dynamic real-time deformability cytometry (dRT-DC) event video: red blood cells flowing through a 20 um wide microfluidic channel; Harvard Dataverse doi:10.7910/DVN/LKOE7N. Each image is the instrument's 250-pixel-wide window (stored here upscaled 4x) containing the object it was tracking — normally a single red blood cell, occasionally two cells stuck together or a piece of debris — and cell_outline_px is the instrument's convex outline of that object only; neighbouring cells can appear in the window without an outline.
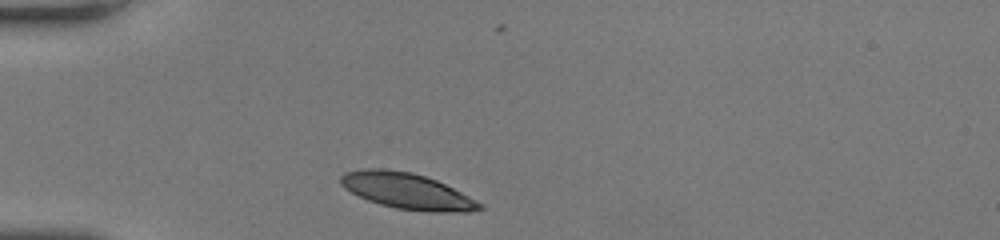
{"species": "human", "species_latin": "Homo sapiens", "temperature_condition": "room temperature", "stored_images_in_passage": 30, "camera_frame_rate_fps": 3000, "um_per_image_px": 0.085, "donor": {"sex": "female"}, "frame": {"image": 1, "passage_image": 1, "time_ms": 0.0, "image_size_px": [1000, 240], "cell_outline_px": [[484, 208], [468, 212], [428, 212], [396, 208], [380, 204], [368, 200], [344, 188], [340, 184], [340, 176], [344, 172], [364, 168], [384, 168], [412, 172], [436, 180], [484, 204]], "centroid_in_image_um": [34.58, 16.23], "position_along_channel_um": 50.4, "area_um2": 29.07}}
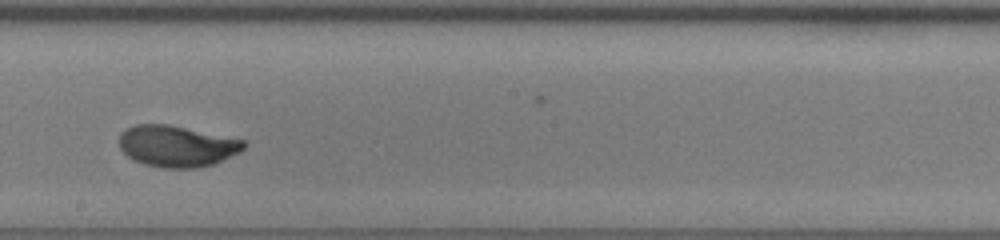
{"frame": {"image": 2, "passage_image": 17, "time_ms": 5.333, "image_size_px": [1000, 240], "cell_outline_px": [[244, 148], [240, 152], [212, 164], [192, 168], [160, 168], [144, 164], [128, 156], [120, 148], [120, 132], [124, 128], [136, 124], [168, 124], [244, 140]], "centroid_in_image_um": [14.99, 12.41], "position_along_channel_um": 233.2, "area_um2": 29.77}}
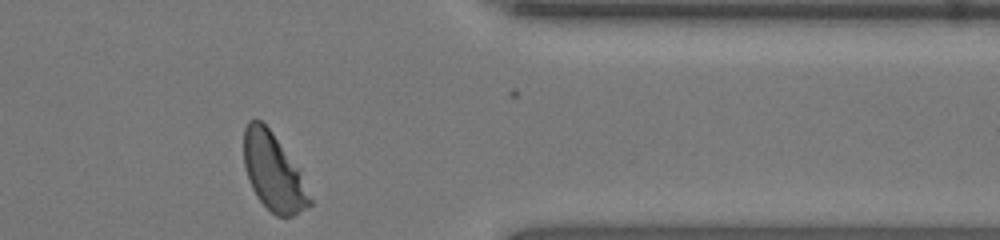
{"frame": {"image": 3, "passage_image": 30, "time_ms": 9.667, "image_size_px": [1000, 240], "cell_outline_px": [[312, 204], [292, 216], [276, 216], [256, 196], [248, 180], [244, 164], [244, 128], [248, 120], [260, 120], [272, 132], [300, 168], [312, 200]], "centroid_in_image_um": [23.25, 14.62], "position_along_channel_um": 388.1, "area_um2": 29.71}, "authors_computed_cell_mechanics": {"area_um2": 29.9115, "velocity_mm_per_s": 3.842, "shape_relaxation_time_tau1_ms": 4.5691, "shape_relaxation_time_tau2_ms": null, "deformation_change_tau1": 0.2058, "deformation_change_tau2": null}}